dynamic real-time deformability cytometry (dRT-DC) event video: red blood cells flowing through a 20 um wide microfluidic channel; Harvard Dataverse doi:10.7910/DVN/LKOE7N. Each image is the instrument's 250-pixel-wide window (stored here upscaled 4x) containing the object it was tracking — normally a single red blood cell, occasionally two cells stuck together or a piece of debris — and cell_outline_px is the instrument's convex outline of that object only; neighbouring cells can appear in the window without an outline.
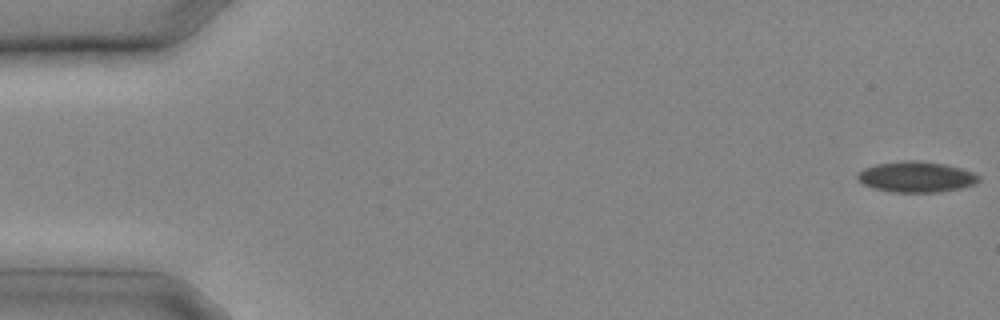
{"species": "common noctule bat (a hibernating species)", "species_latin": "Nyctalus noctula", "temperature_condition": "cold", "stored_images_in_passage": 11, "camera_frame_rate_fps": 3000, "um_per_image_px": 0.085, "animal": {"sex": "male", "body_mass_g": 20.4}, "frame": {"image": 1, "passage_image": 1, "time_ms": 0.0, "image_size_px": [1000, 320], "cell_outline_px": [[980, 180], [972, 184], [960, 188], [940, 192], [892, 192], [872, 188], [864, 184], [856, 176], [856, 172], [864, 168], [876, 164], [908, 160], [916, 160], [944, 164], [960, 168], [972, 172], [980, 176]], "centroid_in_image_um": [77.85, 15.03], "position_along_channel_um": 7.2, "area_um2": 21.62}}